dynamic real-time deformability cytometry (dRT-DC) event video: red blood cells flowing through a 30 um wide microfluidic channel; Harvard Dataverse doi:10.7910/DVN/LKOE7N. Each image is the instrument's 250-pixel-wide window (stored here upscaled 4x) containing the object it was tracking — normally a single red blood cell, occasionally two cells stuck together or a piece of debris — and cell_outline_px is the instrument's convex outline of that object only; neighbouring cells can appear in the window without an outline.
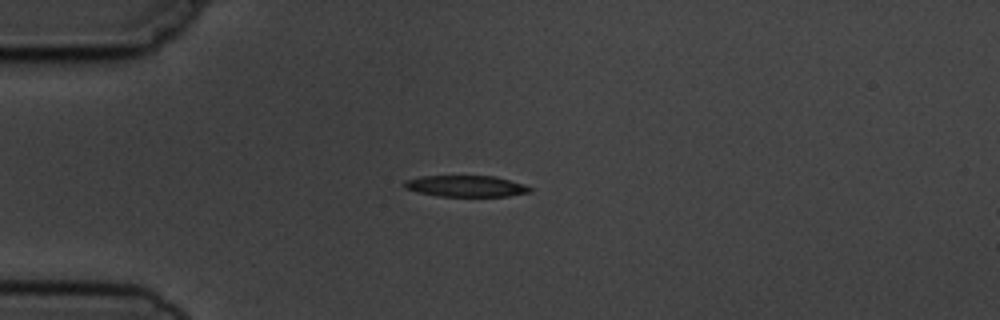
{"species": "common noctule bat (a hibernating species)", "species_latin": "Nyctalus noctula", "temperature_condition": "cold", "stored_images_in_passage": 5, "camera_frame_rate_fps": 3000, "um_per_image_px": 0.085, "animal": {"sex": "male", "body_mass_g": 19.5, "forearm_length_mm": 54.6}, "frame": {"image": 1, "passage_image": 3, "time_ms": 2.333, "image_size_px": [1000, 320], "cell_outline_px": [[532, 192], [508, 196], [440, 196], [416, 192], [404, 188], [400, 184], [404, 180], [420, 176], [496, 176], [524, 184], [532, 188]], "centroid_in_image_um": [39.56, 15.82], "position_along_channel_um": 45.4, "area_um2": 15.78}}
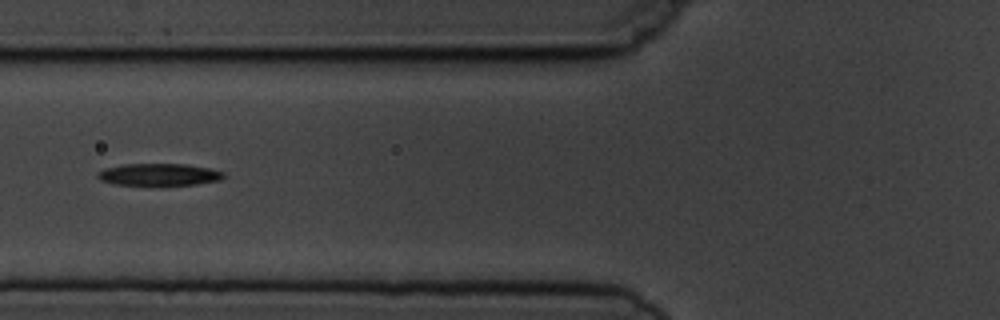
{"frame": {"image": 2, "passage_image": 5, "time_ms": 4.667, "image_size_px": [1000, 320], "cell_outline_px": [[224, 176], [220, 180], [196, 184], [164, 188], [160, 188], [116, 184], [100, 180], [96, 176], [96, 172], [104, 168], [124, 164], [188, 164], [208, 168], [224, 172]], "centroid_in_image_um": [13.48, 14.88], "position_along_channel_um": 112.3, "area_um2": 17.17}}